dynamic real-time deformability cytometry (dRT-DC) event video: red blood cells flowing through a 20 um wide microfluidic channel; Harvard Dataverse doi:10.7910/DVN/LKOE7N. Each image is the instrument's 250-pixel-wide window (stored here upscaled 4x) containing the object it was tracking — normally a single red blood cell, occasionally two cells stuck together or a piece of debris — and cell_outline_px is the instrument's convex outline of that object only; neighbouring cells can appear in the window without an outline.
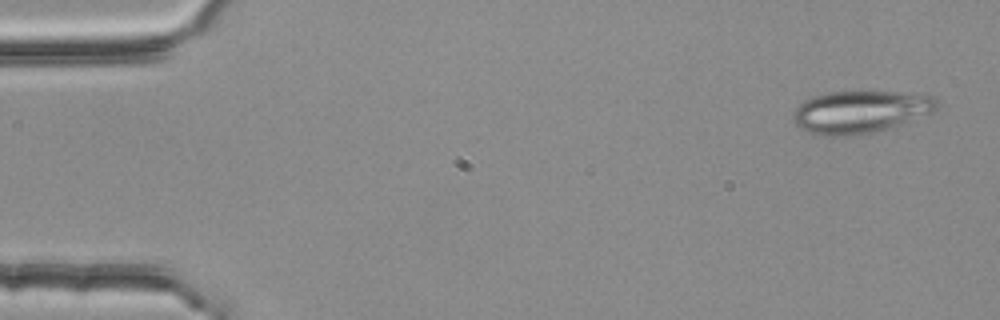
{"species": "common noctule bat (a hibernating species)", "species_latin": "Nyctalus noctula", "temperature_condition": "room temperature", "stored_images_in_passage": 4, "camera_frame_rate_fps": 3000, "um_per_image_px": 0.085, "animal": {"sex": "female", "body_mass_g": 25.1}, "frame": {"image": 1, "passage_image": 1, "time_ms": 0.0, "image_size_px": [1000, 320], "cell_outline_px": [[940, 104], [932, 112], [884, 128], [868, 132], [840, 136], [824, 136], [808, 132], [800, 128], [796, 124], [792, 116], [792, 112], [804, 100], [812, 96], [832, 92], [892, 92], [932, 96], [940, 100]], "centroid_in_image_um": [73.06, 9.49], "position_along_channel_um": 11.9, "area_um2": 34.68}}